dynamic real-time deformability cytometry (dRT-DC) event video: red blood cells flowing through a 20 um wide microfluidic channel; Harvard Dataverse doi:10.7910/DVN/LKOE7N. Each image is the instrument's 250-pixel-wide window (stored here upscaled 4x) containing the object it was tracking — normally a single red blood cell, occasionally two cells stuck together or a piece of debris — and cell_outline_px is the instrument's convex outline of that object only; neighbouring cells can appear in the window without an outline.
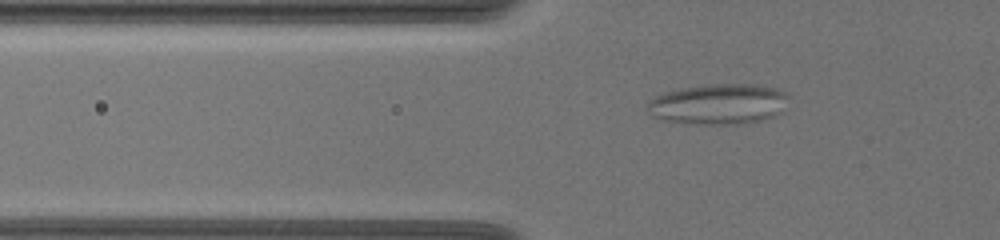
{"species": "common noctule bat (a hibernating species)", "species_latin": "Nyctalus noctula", "temperature_condition": "warm", "stored_images_in_passage": 64, "camera_frame_rate_fps": 3000, "um_per_image_px": 0.085, "animal": {"sex": "female", "body_mass_g": 19.5, "forearm_length_mm": 54.1}, "frame": {"image": 1, "passage_image": 25, "time_ms": 8.0, "image_size_px": [1000, 240], "cell_outline_px": [[788, 96], [780, 112], [772, 116], [760, 120], [740, 124], [684, 124], [664, 120], [652, 116], [644, 108], [648, 100], [664, 92], [680, 88], [708, 84], [756, 84], [776, 88], [784, 92]], "centroid_in_image_um": [60.98, 8.85], "position_along_channel_um": 64.8, "area_um2": 33.58}}
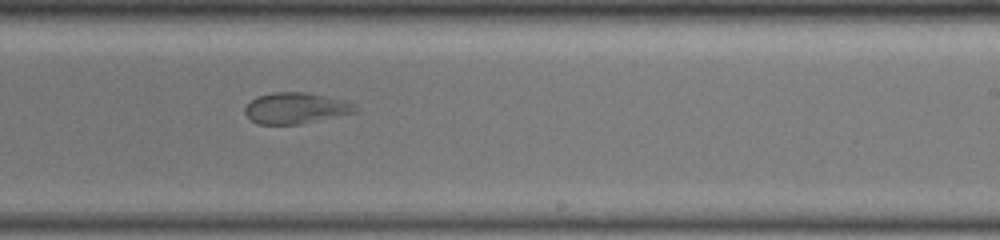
{"frame": {"image": 2, "passage_image": 43, "time_ms": 14.0, "image_size_px": [1000, 240], "cell_outline_px": [[360, 112], [300, 124], [256, 124], [244, 112], [244, 108], [256, 96], [272, 92], [304, 92], [344, 100], [356, 104], [360, 108]], "centroid_in_image_um": [25.19, 9.19], "position_along_channel_um": 263.8, "area_um2": 20.17}}
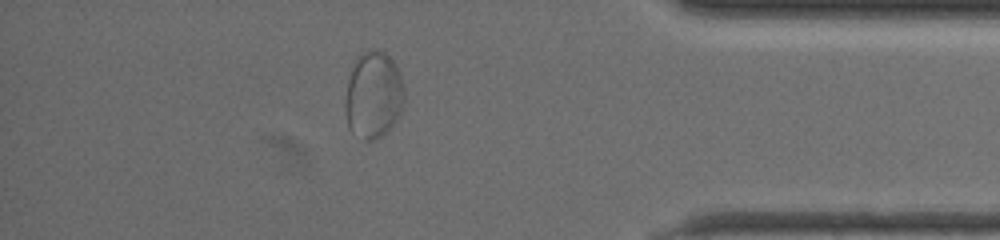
{"frame": {"image": 3, "passage_image": 57, "time_ms": 18.667, "image_size_px": [1000, 240], "cell_outline_px": [[404, 100], [400, 112], [396, 120], [380, 136], [372, 140], [364, 140], [352, 132], [348, 128], [344, 108], [344, 104], [348, 80], [352, 64], [356, 56], [360, 52], [384, 52], [392, 60], [400, 72], [404, 84]], "centroid_in_image_um": [31.72, 8.07], "position_along_channel_um": 403.5, "area_um2": 29.88}}